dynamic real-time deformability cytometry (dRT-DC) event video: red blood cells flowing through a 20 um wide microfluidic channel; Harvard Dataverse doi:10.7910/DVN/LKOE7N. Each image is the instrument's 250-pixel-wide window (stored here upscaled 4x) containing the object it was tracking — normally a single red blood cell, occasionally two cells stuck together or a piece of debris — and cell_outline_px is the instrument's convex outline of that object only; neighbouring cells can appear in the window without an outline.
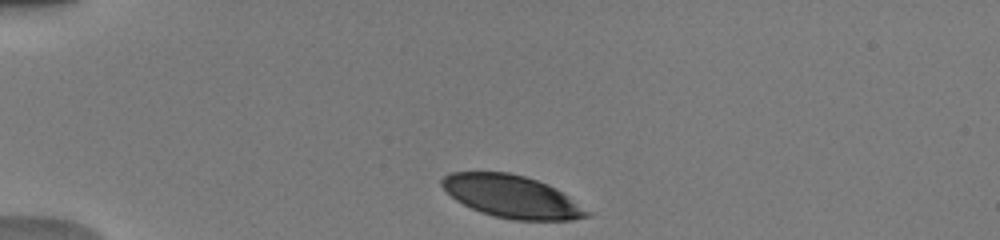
{"species": "human", "species_latin": "Homo sapiens", "temperature_condition": "warm", "stored_images_in_passage": 11, "camera_frame_rate_fps": 3000, "um_per_image_px": 0.085, "donor": {"sex": "male"}, "frame": {"image": 1, "passage_image": 1, "time_ms": 0.0, "image_size_px": [1000, 240], "cell_outline_px": [[592, 216], [572, 220], [512, 220], [496, 216], [472, 208], [456, 200], [440, 184], [440, 180], [444, 176], [452, 172], [508, 172], [524, 176], [548, 184], [556, 188], [592, 212]], "centroid_in_image_um": [43.55, 16.71], "position_along_channel_um": 41.4, "area_um2": 35.72}}
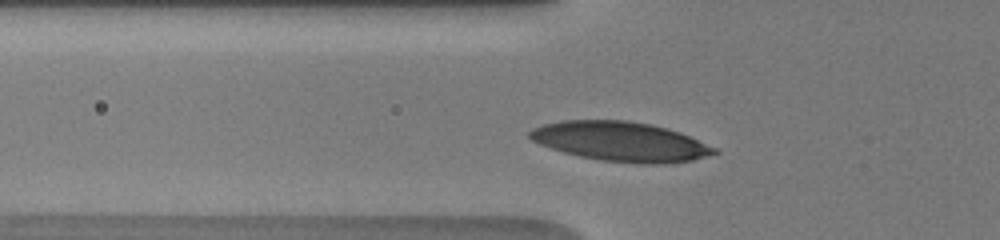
{"frame": {"image": 2, "passage_image": 5, "time_ms": 2.0, "image_size_px": [1000, 240], "cell_outline_px": [[720, 152], [708, 156], [692, 160], [660, 164], [640, 164], [600, 160], [580, 156], [564, 152], [540, 144], [532, 140], [528, 136], [528, 132], [532, 128], [544, 124], [560, 120], [628, 120], [652, 124], [668, 128], [680, 132], [716, 148]], "centroid_in_image_um": [52.76, 12.02], "position_along_channel_um": 73.0, "area_um2": 42.6}}
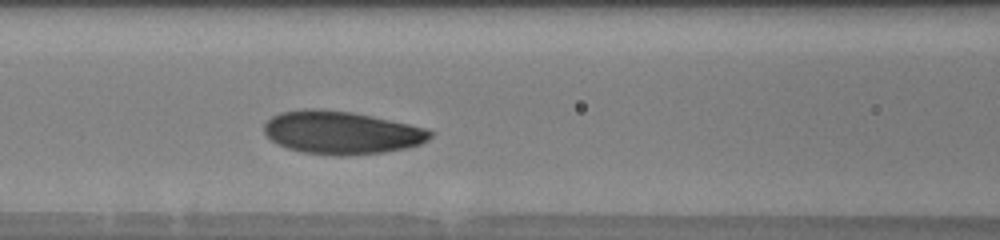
{"frame": {"image": 3, "passage_image": 11, "time_ms": 3.667, "image_size_px": [1000, 240], "cell_outline_px": [[432, 136], [428, 140], [420, 144], [408, 148], [384, 152], [340, 156], [336, 156], [300, 152], [276, 144], [264, 132], [264, 124], [272, 116], [280, 112], [304, 108], [320, 108], [352, 112], [372, 116], [428, 128], [432, 132]], "centroid_in_image_um": [29.02, 11.26], "position_along_channel_um": 137.6, "area_um2": 41.91}}